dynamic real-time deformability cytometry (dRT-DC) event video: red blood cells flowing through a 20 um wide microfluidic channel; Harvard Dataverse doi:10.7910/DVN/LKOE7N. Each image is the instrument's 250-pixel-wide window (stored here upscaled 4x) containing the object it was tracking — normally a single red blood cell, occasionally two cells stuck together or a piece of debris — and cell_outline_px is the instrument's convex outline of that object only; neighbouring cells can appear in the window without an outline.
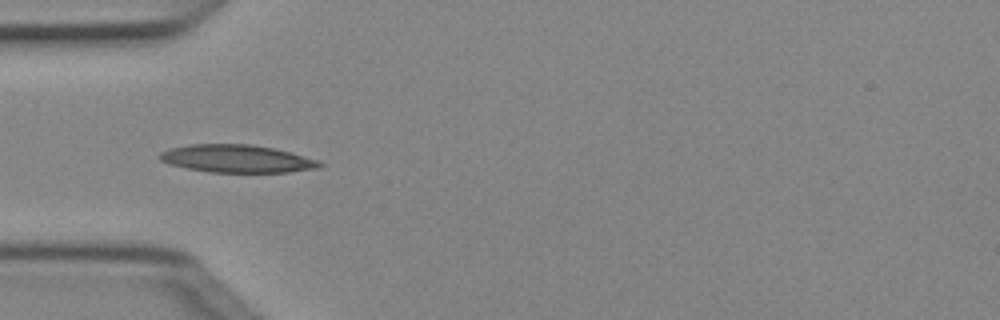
{"species": "Egyptian fruit bat (a non-hibernating species)", "species_latin": "Rousettus aegyptiacus", "temperature_condition": "cold", "stored_images_in_passage": 7, "camera_frame_rate_fps": 3000, "um_per_image_px": 0.085, "animal": {"sex": "female"}, "frame": {"image": 1, "passage_image": 5, "time_ms": 1.333, "image_size_px": [1000, 320], "cell_outline_px": [[324, 164], [320, 168], [288, 172], [208, 172], [168, 164], [160, 160], [160, 152], [168, 148], [188, 144], [252, 144], [276, 148], [320, 160]], "centroid_in_image_um": [20.16, 13.48], "position_along_channel_um": 64.8, "area_um2": 26.13}}
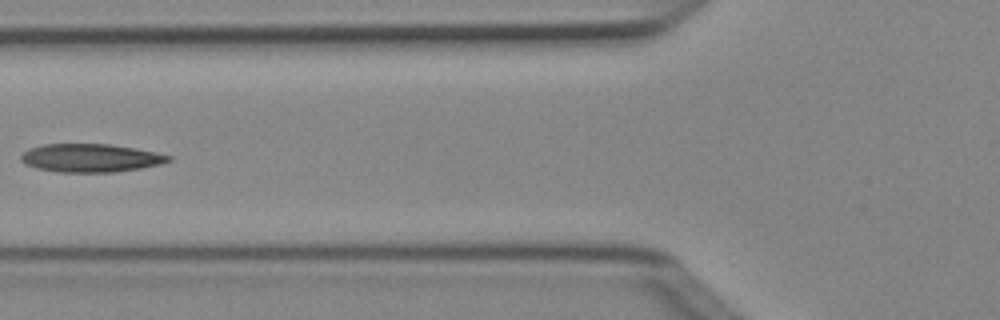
{"frame": {"image": 2, "passage_image": 6, "time_ms": 1.667, "image_size_px": [1000, 320], "cell_outline_px": [[172, 160], [160, 164], [140, 168], [112, 172], [60, 172], [36, 168], [24, 164], [20, 160], [20, 156], [28, 148], [40, 144], [108, 144], [136, 148], [156, 152], [172, 156]], "centroid_in_image_um": [7.67, 13.42], "position_along_channel_um": 118.1, "area_um2": 24.39}}
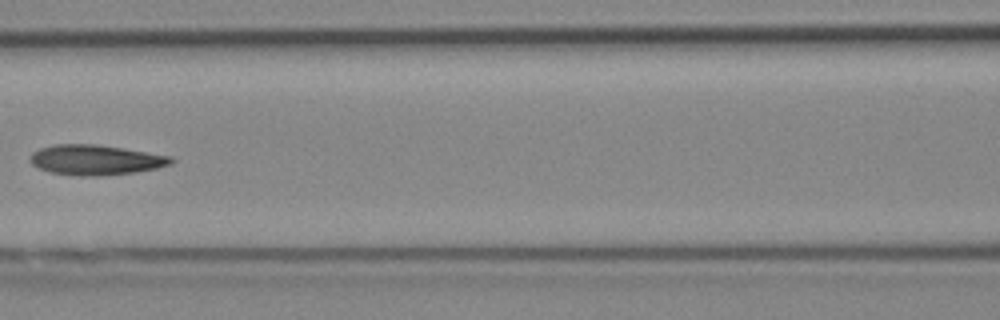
{"frame": {"image": 3, "passage_image": 7, "time_ms": 2.0, "image_size_px": [1000, 320], "cell_outline_px": [[176, 160], [172, 164], [156, 168], [136, 172], [96, 176], [84, 176], [52, 172], [40, 168], [32, 164], [32, 152], [40, 148], [56, 144], [96, 144], [124, 148], [172, 156]], "centroid_in_image_um": [8.2, 13.58], "position_along_channel_um": 158.4, "area_um2": 24.57}}